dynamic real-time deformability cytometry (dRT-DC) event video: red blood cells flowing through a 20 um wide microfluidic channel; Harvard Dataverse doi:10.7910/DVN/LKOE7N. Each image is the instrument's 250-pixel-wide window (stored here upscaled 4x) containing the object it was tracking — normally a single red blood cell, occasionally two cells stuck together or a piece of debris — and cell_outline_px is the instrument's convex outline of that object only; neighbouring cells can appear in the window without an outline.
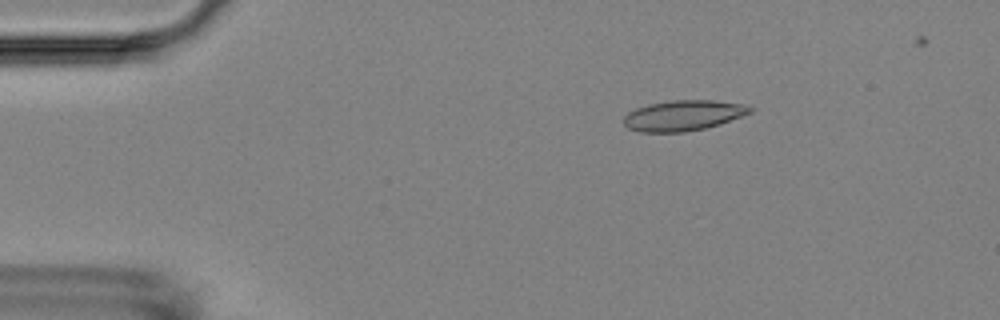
{"species": "Egyptian fruit bat (a non-hibernating species)", "species_latin": "Rousettus aegyptiacus", "temperature_condition": "room temperature", "stored_images_in_passage": 4, "camera_frame_rate_fps": 3000, "um_per_image_px": 0.085, "animal": {"sex": "female"}, "frame": {"image": 1, "passage_image": 1, "time_ms": 0.0, "image_size_px": [1000, 320], "cell_outline_px": [[752, 112], [720, 124], [704, 128], [684, 132], [640, 132], [628, 128], [624, 124], [624, 116], [628, 112], [636, 108], [648, 104], [672, 100], [712, 100], [744, 104], [752, 108]], "centroid_in_image_um": [58.06, 9.81], "position_along_channel_um": 26.9, "area_um2": 22.37}}